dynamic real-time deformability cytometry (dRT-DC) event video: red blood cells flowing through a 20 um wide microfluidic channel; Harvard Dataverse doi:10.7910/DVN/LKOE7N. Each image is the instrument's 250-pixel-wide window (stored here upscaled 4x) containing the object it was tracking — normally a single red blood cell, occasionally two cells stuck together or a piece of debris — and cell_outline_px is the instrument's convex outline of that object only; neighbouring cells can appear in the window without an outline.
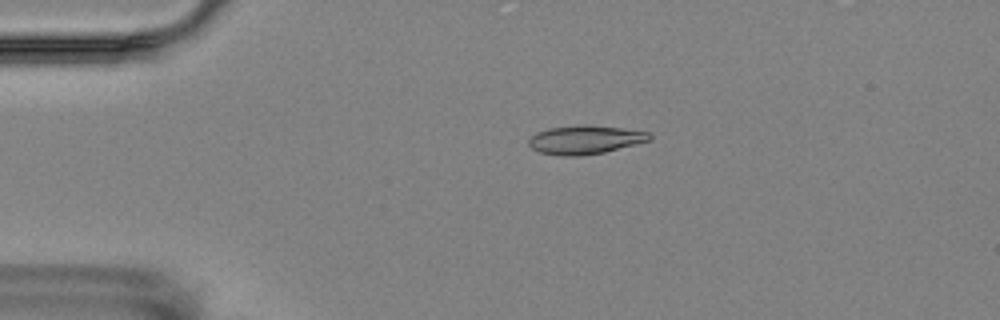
{"species": "Egyptian fruit bat (a non-hibernating species)", "species_latin": "Rousettus aegyptiacus", "temperature_condition": "room temperature", "stored_images_in_passage": 17, "camera_frame_rate_fps": 3000, "um_per_image_px": 0.085, "animal": {"sex": "female"}, "frame": {"image": 1, "passage_image": 4, "time_ms": 3.667, "image_size_px": [1000, 320], "cell_outline_px": [[652, 140], [604, 152], [580, 156], [560, 156], [540, 152], [532, 148], [528, 144], [528, 140], [536, 132], [548, 128], [584, 124], [588, 124], [620, 128], [648, 132], [652, 136]], "centroid_in_image_um": [49.72, 11.87], "position_along_channel_um": 35.3, "area_um2": 20.23}}
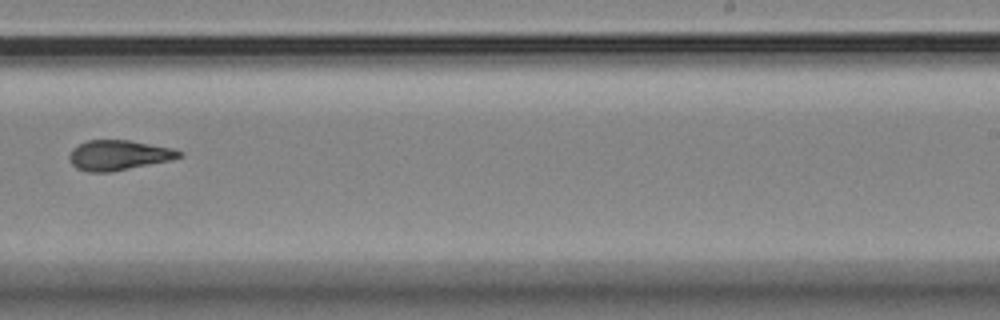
{"frame": {"image": 2, "passage_image": 11, "time_ms": 11.667, "image_size_px": [1000, 320], "cell_outline_px": [[184, 156], [172, 160], [112, 172], [88, 172], [76, 168], [68, 160], [68, 156], [72, 148], [88, 140], [128, 140], [172, 148], [184, 152]], "centroid_in_image_um": [10.09, 13.2], "position_along_channel_um": 278.9, "area_um2": 19.42}}
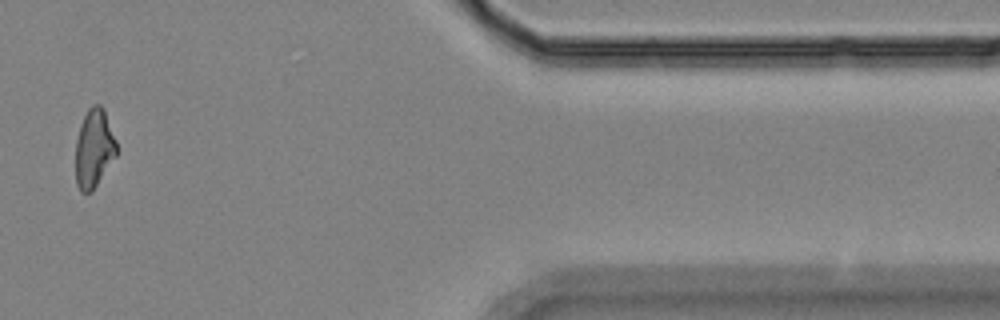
{"frame": {"image": 3, "passage_image": 15, "time_ms": 16.333, "image_size_px": [1000, 320], "cell_outline_px": [[116, 156], [92, 192], [80, 192], [76, 184], [76, 140], [80, 124], [88, 108], [92, 104], [100, 104], [104, 108], [116, 140]], "centroid_in_image_um": [7.99, 12.6], "position_along_channel_um": 403.4, "area_um2": 18.84}, "authors_computed_cell_mechanics": {"area_um2": 19.4786, "velocity_mm_per_s": 3.5399, "shape_relaxation_time_tau1_ms": null, "shape_relaxation_time_tau2_ms": 3.1726, "deformation_change_tau1": null, "deformation_change_tau2": 0.0985}}